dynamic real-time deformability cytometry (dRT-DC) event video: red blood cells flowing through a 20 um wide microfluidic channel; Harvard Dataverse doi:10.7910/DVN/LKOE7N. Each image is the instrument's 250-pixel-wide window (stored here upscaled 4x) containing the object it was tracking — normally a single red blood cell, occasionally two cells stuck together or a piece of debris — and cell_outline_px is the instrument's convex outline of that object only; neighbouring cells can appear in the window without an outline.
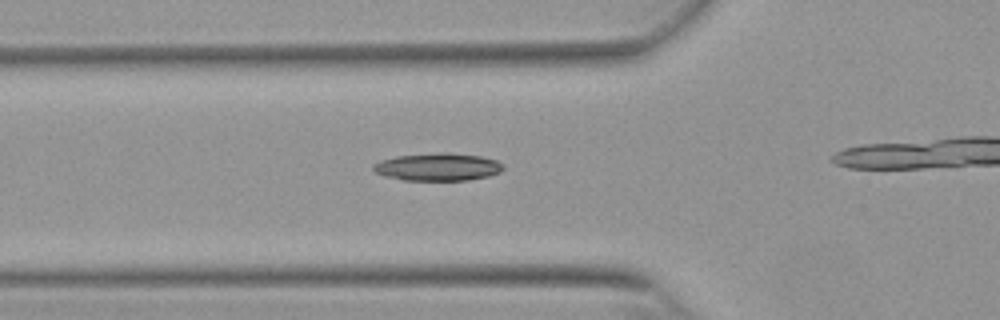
{"species": "Egyptian fruit bat (a non-hibernating species)", "species_latin": "Rousettus aegyptiacus", "temperature_condition": "warm", "stored_images_in_passage": 25, "camera_frame_rate_fps": 3000, "um_per_image_px": 0.085, "animal": {"sex": "female"}, "frame": {"image": 1, "passage_image": 2, "time_ms": 0.333, "image_size_px": [1000, 320], "cell_outline_px": [[504, 168], [500, 172], [488, 176], [468, 180], [404, 180], [384, 176], [376, 172], [372, 168], [372, 164], [380, 160], [396, 156], [480, 156], [496, 160], [504, 164]], "centroid_in_image_um": [37.2, 14.25], "position_along_channel_um": 88.6, "area_um2": 19.71}}
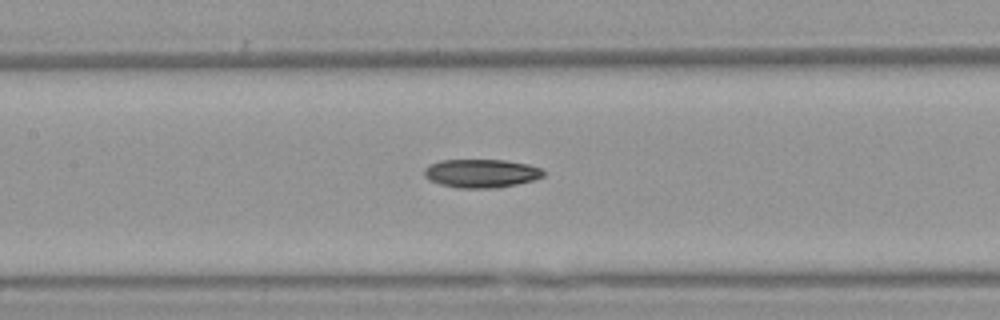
{"frame": {"image": 2, "passage_image": 8, "time_ms": 2.333, "image_size_px": [1000, 320], "cell_outline_px": [[544, 176], [536, 180], [496, 188], [456, 188], [440, 184], [428, 180], [424, 176], [424, 168], [428, 164], [440, 160], [504, 160], [528, 164], [540, 168], [544, 172]], "centroid_in_image_um": [40.88, 14.74], "position_along_channel_um": 166.5, "area_um2": 20.0}}
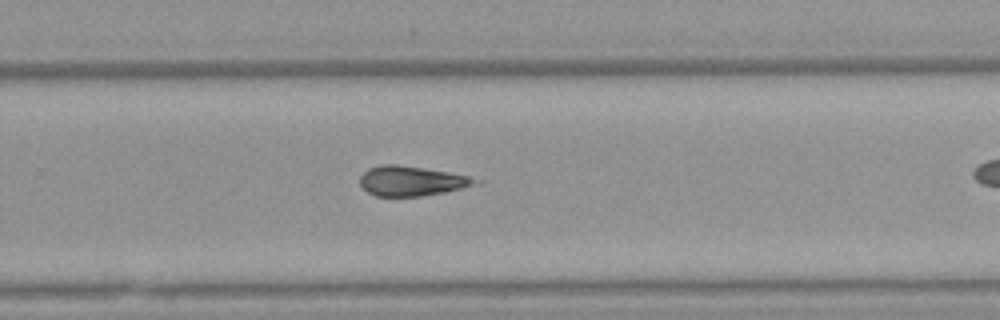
{"frame": {"image": 3, "passage_image": 18, "time_ms": 5.667, "image_size_px": [1000, 320], "cell_outline_px": [[484, 180], [480, 184], [444, 192], [420, 196], [376, 196], [368, 192], [360, 184], [360, 176], [368, 168], [380, 164], [400, 164], [448, 172], [468, 176]], "centroid_in_image_um": [35.01, 15.37], "position_along_channel_um": 294.8, "area_um2": 20.17}}